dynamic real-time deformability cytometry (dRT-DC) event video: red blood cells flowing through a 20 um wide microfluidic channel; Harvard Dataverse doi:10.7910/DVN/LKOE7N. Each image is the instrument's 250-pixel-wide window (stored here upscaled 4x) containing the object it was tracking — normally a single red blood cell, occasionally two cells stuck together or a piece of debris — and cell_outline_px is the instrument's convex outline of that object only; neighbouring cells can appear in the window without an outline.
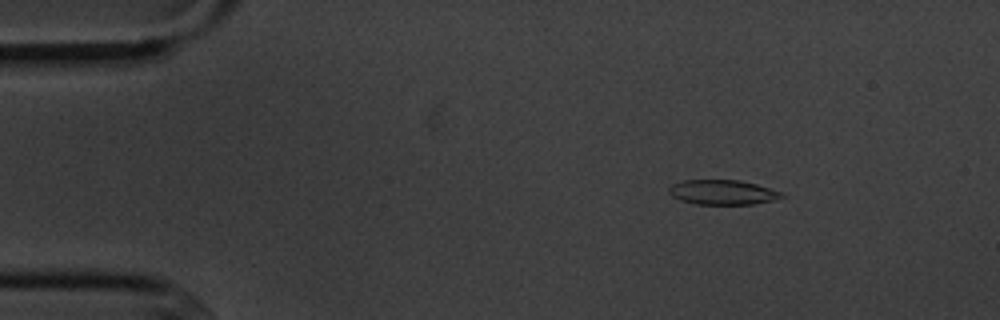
{"species": "common noctule bat (a hibernating species)", "species_latin": "Nyctalus noctula", "temperature_condition": "cold", "stored_images_in_passage": 6, "camera_frame_rate_fps": 3000, "um_per_image_px": 0.085, "animal": {"sex": "male", "body_mass_g": 20.1, "forearm_length_mm": 53.5}, "frame": {"image": 1, "passage_image": 2, "time_ms": 1.333, "image_size_px": [1000, 320], "cell_outline_px": [[784, 196], [772, 200], [752, 204], [696, 204], [680, 200], [672, 196], [668, 192], [668, 188], [672, 184], [684, 180], [740, 180], [756, 184], [784, 192]], "centroid_in_image_um": [61.41, 16.34], "position_along_channel_um": 23.6, "area_um2": 16.24}}
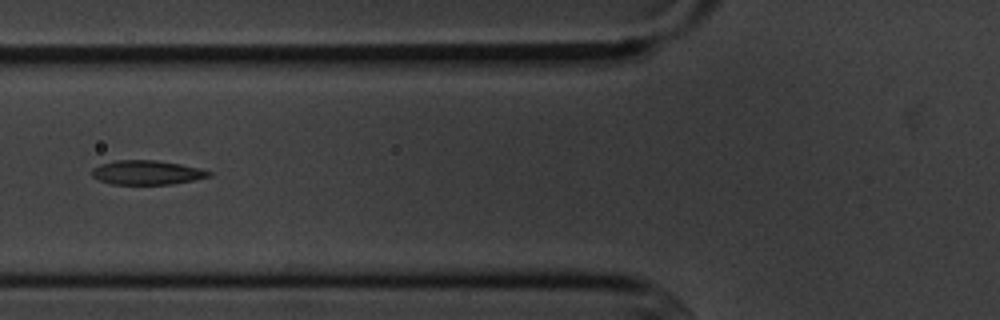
{"frame": {"image": 2, "passage_image": 6, "time_ms": 5.667, "image_size_px": [1000, 320], "cell_outline_px": [[212, 176], [172, 184], [112, 184], [100, 180], [92, 176], [92, 168], [100, 164], [116, 160], [156, 160], [180, 164], [200, 168], [212, 172]], "centroid_in_image_um": [12.49, 14.66], "position_along_channel_um": 113.3, "area_um2": 16.47}}